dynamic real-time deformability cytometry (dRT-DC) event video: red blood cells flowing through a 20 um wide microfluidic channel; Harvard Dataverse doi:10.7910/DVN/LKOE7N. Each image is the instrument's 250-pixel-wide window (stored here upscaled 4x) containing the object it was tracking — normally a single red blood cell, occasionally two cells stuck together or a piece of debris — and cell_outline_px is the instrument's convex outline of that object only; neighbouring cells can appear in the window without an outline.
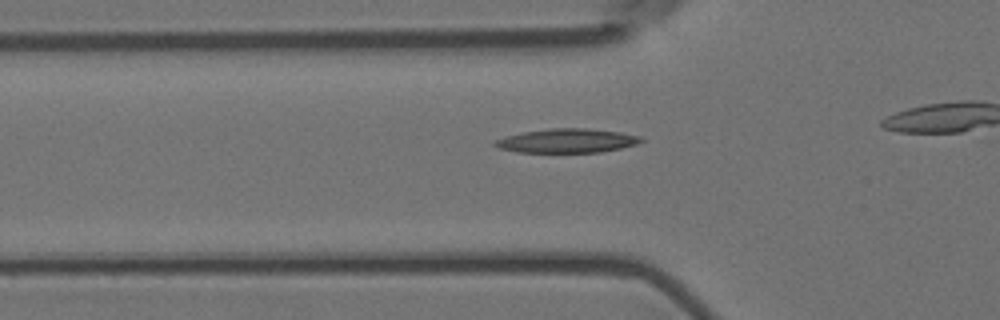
{"species": "Egyptian fruit bat (a non-hibernating species)", "species_latin": "Rousettus aegyptiacus", "temperature_condition": "room temperature", "stored_images_in_passage": 38, "camera_frame_rate_fps": 3000, "um_per_image_px": 0.085, "animal": {"sex": "female"}, "frame": {"image": 1, "passage_image": 12, "time_ms": 3.667, "image_size_px": [1000, 320], "cell_outline_px": [[644, 140], [636, 144], [620, 148], [600, 152], [516, 152], [500, 148], [492, 144], [496, 140], [504, 136], [524, 132], [552, 128], [584, 128], [620, 132], [640, 136]], "centroid_in_image_um": [48.18, 11.96], "position_along_channel_um": 77.6, "area_um2": 20.29}}
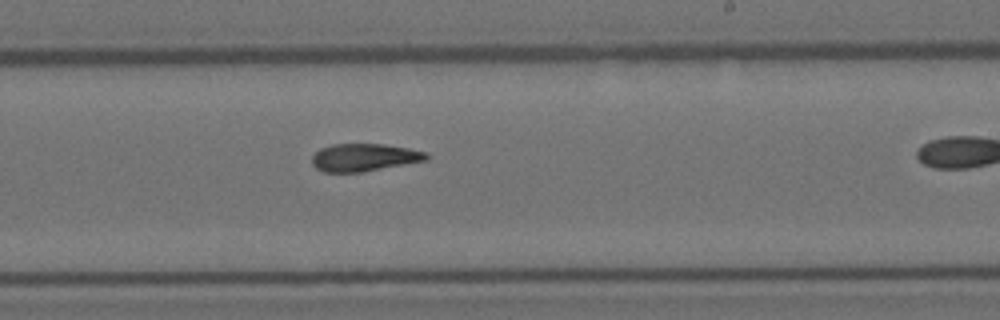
{"frame": {"image": 2, "passage_image": 27, "time_ms": 8.667, "image_size_px": [1000, 320], "cell_outline_px": [[428, 160], [360, 172], [324, 172], [316, 168], [312, 164], [312, 156], [320, 148], [332, 144], [384, 144], [408, 148], [428, 152]], "centroid_in_image_um": [30.95, 13.37], "position_along_channel_um": 258.1, "area_um2": 18.38}}
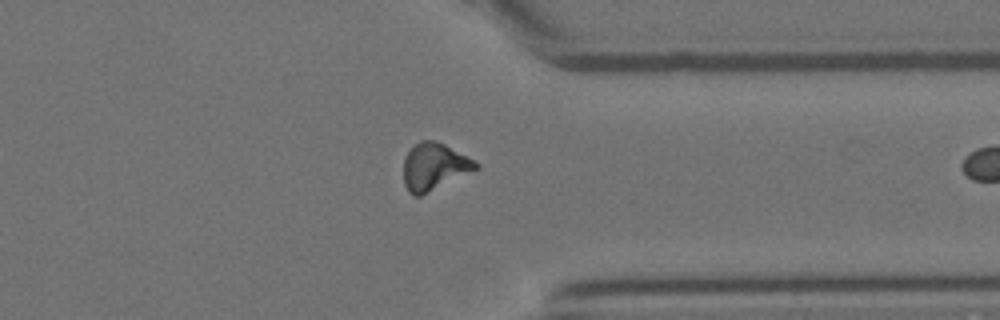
{"frame": {"image": 3, "passage_image": 37, "time_ms": 12.0, "image_size_px": [1000, 320], "cell_outline_px": [[480, 168], [420, 196], [412, 196], [408, 192], [404, 184], [404, 160], [408, 152], [420, 140], [436, 140], [444, 144], [480, 164]], "centroid_in_image_um": [36.9, 14.18], "position_along_channel_um": 374.5, "area_um2": 19.65}}